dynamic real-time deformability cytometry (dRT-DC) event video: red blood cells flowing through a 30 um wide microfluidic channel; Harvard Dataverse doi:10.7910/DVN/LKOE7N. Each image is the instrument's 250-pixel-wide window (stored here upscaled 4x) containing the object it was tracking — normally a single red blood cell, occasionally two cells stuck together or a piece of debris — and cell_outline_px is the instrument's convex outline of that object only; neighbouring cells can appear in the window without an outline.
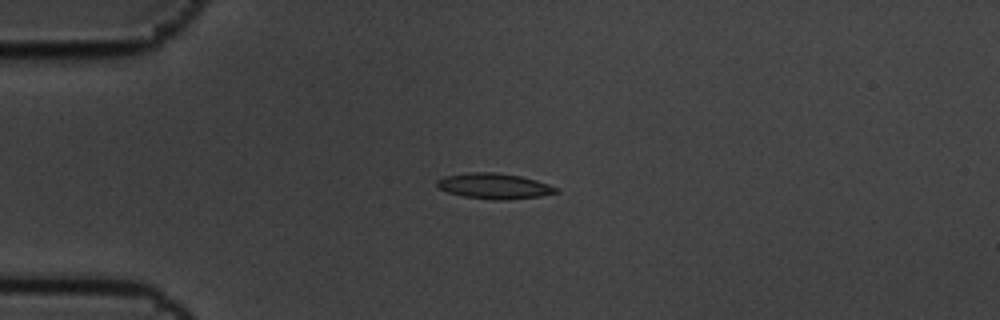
{"species": "common noctule bat (a hibernating species)", "species_latin": "Nyctalus noctula", "temperature_condition": "cold", "stored_images_in_passage": 5, "camera_frame_rate_fps": 3000, "um_per_image_px": 0.085, "animal": {"sex": "male", "body_mass_g": 19.5, "forearm_length_mm": 54.6}, "frame": {"image": 1, "passage_image": 3, "time_ms": 0.667, "image_size_px": [1000, 320], "cell_outline_px": [[560, 192], [540, 196], [508, 200], [492, 200], [464, 196], [448, 192], [440, 188], [436, 184], [436, 180], [444, 176], [468, 172], [496, 172], [520, 176], [536, 180], [560, 188]], "centroid_in_image_um": [42.03, 15.81], "position_along_channel_um": 43.0, "area_um2": 17.86}}
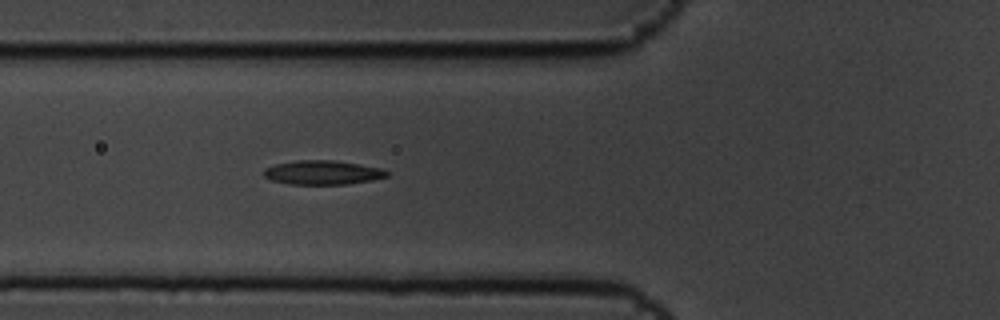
{"frame": {"image": 2, "passage_image": 5, "time_ms": 1.333, "image_size_px": [1000, 320], "cell_outline_px": [[388, 176], [372, 180], [348, 184], [292, 184], [272, 180], [264, 176], [264, 168], [272, 164], [296, 160], [332, 160], [360, 164], [380, 168], [388, 172]], "centroid_in_image_um": [27.4, 14.65], "position_along_channel_um": 98.4, "area_um2": 17.28}}